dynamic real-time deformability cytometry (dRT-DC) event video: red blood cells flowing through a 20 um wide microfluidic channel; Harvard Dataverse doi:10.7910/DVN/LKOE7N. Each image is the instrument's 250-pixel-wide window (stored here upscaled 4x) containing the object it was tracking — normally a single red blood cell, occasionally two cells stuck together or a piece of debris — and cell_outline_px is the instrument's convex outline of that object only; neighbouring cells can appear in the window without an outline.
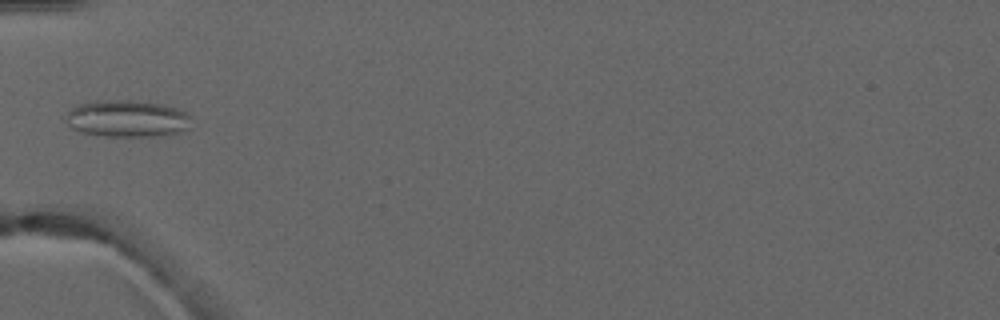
{"species": "common noctule bat (a hibernating species)", "species_latin": "Nyctalus noctula", "temperature_condition": "warm", "stored_images_in_passage": 5, "camera_frame_rate_fps": 3000, "um_per_image_px": 0.085, "animal": {"sex": "male", "forearm_length_mm": 52.5}, "frame": {"image": 1, "passage_image": 5, "time_ms": 5.333, "image_size_px": [1000, 320], "cell_outline_px": [[188, 128], [176, 132], [160, 136], [104, 136], [84, 132], [72, 128], [64, 120], [68, 112], [72, 108], [80, 104], [104, 100], [136, 100], [160, 104], [176, 108], [188, 112]], "centroid_in_image_um": [10.78, 10.08], "position_along_channel_um": 74.2, "area_um2": 26.65}}